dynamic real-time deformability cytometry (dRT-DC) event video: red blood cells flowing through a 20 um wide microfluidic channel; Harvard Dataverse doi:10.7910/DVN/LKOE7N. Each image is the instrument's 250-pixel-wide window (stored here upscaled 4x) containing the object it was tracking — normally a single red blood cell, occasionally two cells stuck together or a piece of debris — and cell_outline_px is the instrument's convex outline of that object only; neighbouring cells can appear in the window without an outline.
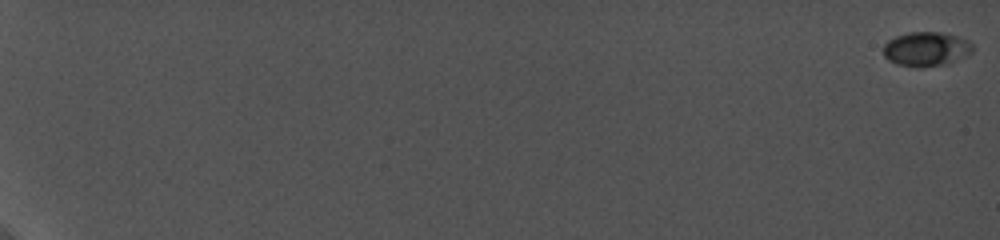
{"species": "common noctule bat (a hibernating species)", "species_latin": "Nyctalus noctula", "temperature_condition": "cold", "stored_images_in_passage": 29, "camera_frame_rate_fps": 5000, "um_per_image_px": 0.085, "animal": {"sex": "female", "body_mass_g": 19.0, "forearm_length_mm": 56.7}, "frame": {"image": 1, "passage_image": 1, "time_ms": 0.0, "image_size_px": [1000, 240], "cell_outline_px": [[976, 48], [972, 52], [948, 64], [924, 68], [916, 68], [896, 64], [888, 60], [884, 56], [884, 44], [888, 40], [896, 36], [908, 32], [940, 32], [956, 36], [968, 40]], "centroid_in_image_um": [78.73, 4.18], "position_along_channel_um": 6.3, "area_um2": 18.15}}
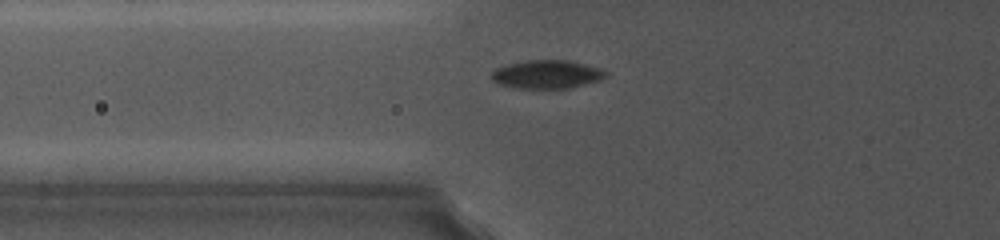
{"frame": {"image": 2, "passage_image": 13, "time_ms": 9.0, "image_size_px": [1000, 240], "cell_outline_px": [[608, 76], [600, 80], [568, 88], [516, 88], [500, 84], [492, 80], [492, 72], [496, 68], [508, 64], [528, 60], [568, 60], [600, 68], [608, 72]], "centroid_in_image_um": [46.5, 6.31], "position_along_channel_um": 79.3, "area_um2": 18.79}}
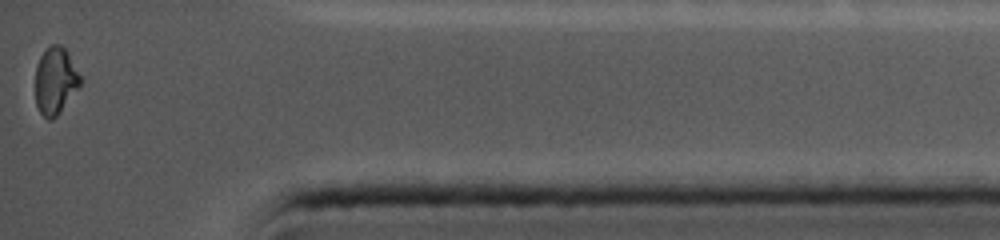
{"frame": {"image": 3, "passage_image": 29, "time_ms": 18.6, "image_size_px": [1000, 240], "cell_outline_px": [[80, 84], [60, 112], [52, 120], [48, 120], [40, 112], [36, 104], [36, 64], [40, 56], [52, 44], [60, 44], [68, 52], [80, 76]], "centroid_in_image_um": [4.69, 6.86], "position_along_channel_um": 430.5, "area_um2": 17.22}}